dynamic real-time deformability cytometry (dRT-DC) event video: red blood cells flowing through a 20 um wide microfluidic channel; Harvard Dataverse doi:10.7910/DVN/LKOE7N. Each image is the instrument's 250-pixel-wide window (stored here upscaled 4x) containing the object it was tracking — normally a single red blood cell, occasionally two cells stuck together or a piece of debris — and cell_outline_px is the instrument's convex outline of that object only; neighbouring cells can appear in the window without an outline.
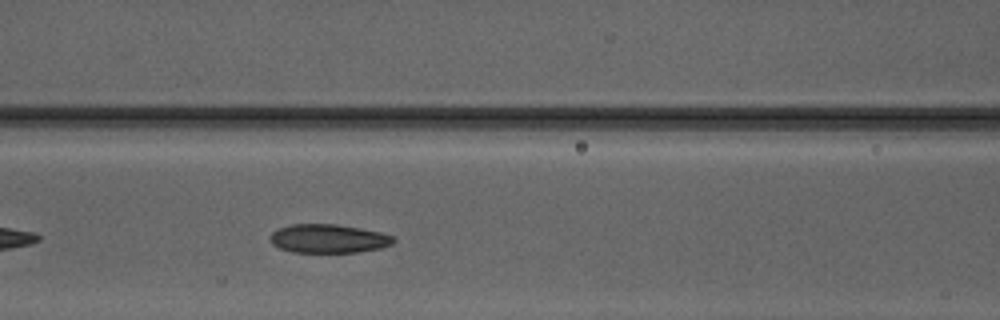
{"species": "Egyptian fruit bat (a non-hibernating species)", "species_latin": "Rousettus aegyptiacus", "temperature_condition": "warm", "stored_images_in_passage": 20, "camera_frame_rate_fps": 3000, "um_per_image_px": 0.085, "animal": {"sex": "male"}, "frame": {"image": 1, "passage_image": 8, "time_ms": 2.333, "image_size_px": [1000, 320], "cell_outline_px": [[396, 240], [392, 244], [380, 248], [360, 252], [292, 252], [280, 248], [272, 244], [268, 236], [272, 232], [280, 228], [292, 224], [336, 224], [360, 228], [380, 232], [392, 236]], "centroid_in_image_um": [27.91, 20.28], "position_along_channel_um": 138.7, "area_um2": 20.63}}
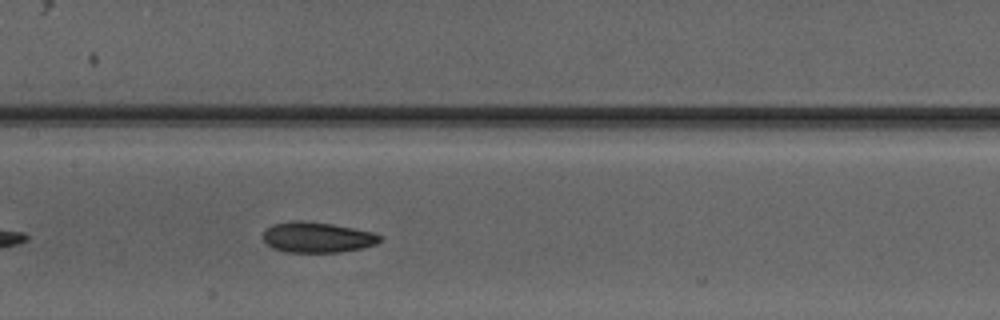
{"frame": {"image": 2, "passage_image": 11, "time_ms": 3.333, "image_size_px": [1000, 320], "cell_outline_px": [[380, 240], [376, 244], [360, 248], [340, 252], [284, 252], [272, 248], [264, 240], [264, 232], [272, 224], [292, 220], [304, 220], [332, 224], [372, 232], [380, 236]], "centroid_in_image_um": [26.93, 20.17], "position_along_channel_um": 180.5, "area_um2": 20.63}}